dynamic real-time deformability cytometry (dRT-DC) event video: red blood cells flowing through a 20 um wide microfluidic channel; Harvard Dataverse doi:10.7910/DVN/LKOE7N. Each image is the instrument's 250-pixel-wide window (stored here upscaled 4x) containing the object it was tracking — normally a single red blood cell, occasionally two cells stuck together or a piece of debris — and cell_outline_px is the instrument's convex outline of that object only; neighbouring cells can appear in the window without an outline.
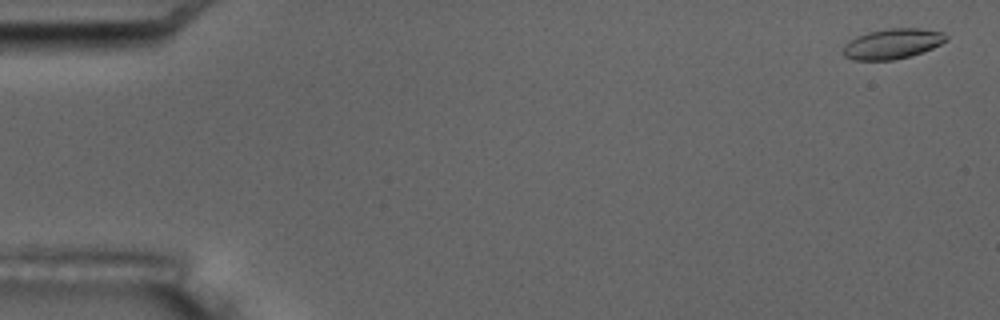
{"species": "common noctule bat (a hibernating species)", "species_latin": "Nyctalus noctula", "temperature_condition": "room temperature", "stored_images_in_passage": 8, "camera_frame_rate_fps": 3000, "um_per_image_px": 0.085, "animal": {"sex": "male", "body_mass_g": 17.5, "forearm_length_mm": 52.3}, "frame": {"image": 1, "passage_image": 1, "time_ms": 0.0, "image_size_px": [1000, 320], "cell_outline_px": [[948, 40], [932, 48], [912, 56], [892, 60], [852, 60], [844, 56], [840, 52], [844, 44], [848, 40], [856, 36], [868, 32], [888, 28], [920, 28], [944, 32], [948, 36]], "centroid_in_image_um": [75.82, 3.72], "position_along_channel_um": 9.2, "area_um2": 18.5}}
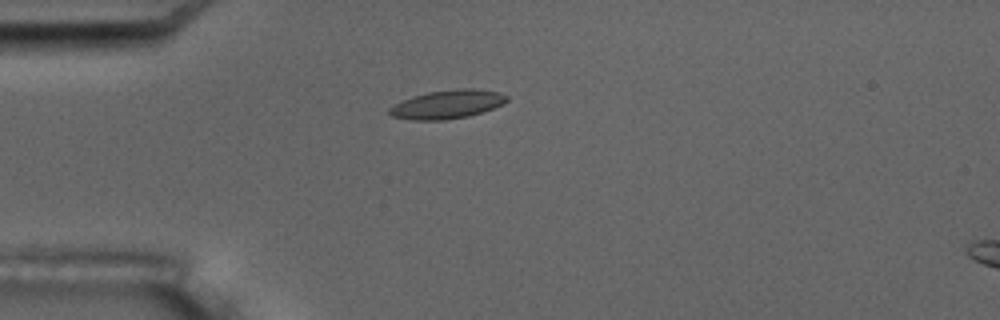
{"frame": {"image": 2, "passage_image": 5, "time_ms": 4.667, "image_size_px": [1000, 320], "cell_outline_px": [[508, 100], [492, 108], [468, 116], [444, 120], [412, 120], [392, 116], [388, 112], [388, 108], [412, 96], [428, 92], [460, 88], [472, 88], [500, 92], [508, 96]], "centroid_in_image_um": [38.01, 8.86], "position_along_channel_um": 47.0, "area_um2": 19.36}}